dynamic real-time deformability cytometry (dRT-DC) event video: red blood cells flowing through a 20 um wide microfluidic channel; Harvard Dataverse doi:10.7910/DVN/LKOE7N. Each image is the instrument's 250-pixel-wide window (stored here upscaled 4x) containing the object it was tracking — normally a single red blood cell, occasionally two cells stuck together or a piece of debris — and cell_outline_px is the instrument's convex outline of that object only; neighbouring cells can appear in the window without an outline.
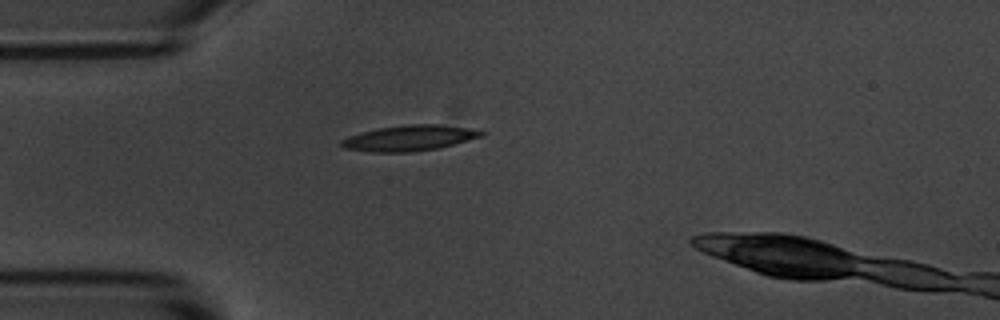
{"species": "common noctule bat (a hibernating species)", "species_latin": "Nyctalus noctula", "temperature_condition": "room temperature", "stored_images_in_passage": 2, "camera_frame_rate_fps": 3000, "um_per_image_px": 0.085, "animal": {"sex": "male", "body_mass_g": 20.1, "forearm_length_mm": 53.5}, "frame": {"image": 1, "passage_image": 1, "time_ms": 0.0, "image_size_px": [1000, 320], "cell_outline_px": [[488, 132], [484, 136], [440, 148], [412, 152], [372, 152], [344, 148], [340, 144], [340, 140], [348, 136], [380, 128], [408, 124], [440, 124], [468, 128]], "centroid_in_image_um": [34.85, 11.74], "position_along_channel_um": 50.2, "area_um2": 20.92}}